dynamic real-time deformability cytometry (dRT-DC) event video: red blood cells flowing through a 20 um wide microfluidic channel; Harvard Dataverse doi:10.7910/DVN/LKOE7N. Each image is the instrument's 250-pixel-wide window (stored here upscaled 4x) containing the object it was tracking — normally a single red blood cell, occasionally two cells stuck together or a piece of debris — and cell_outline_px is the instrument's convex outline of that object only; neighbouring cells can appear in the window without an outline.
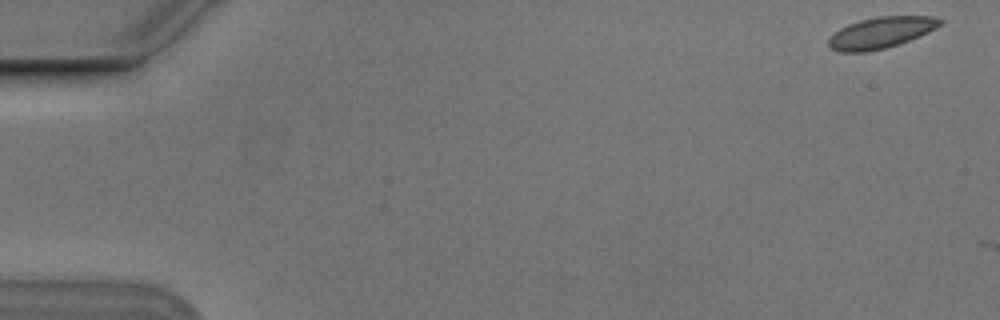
{"species": "Egyptian fruit bat (a non-hibernating species)", "species_latin": "Rousettus aegyptiacus", "temperature_condition": "cold", "stored_images_in_passage": 3, "camera_frame_rate_fps": 3000, "um_per_image_px": 0.085, "animal": {"sex": "male"}, "frame": {"image": 1, "passage_image": 1, "time_ms": 0.0, "image_size_px": [1000, 320], "cell_outline_px": [[944, 20], [936, 28], [920, 36], [900, 44], [884, 48], [864, 52], [840, 52], [828, 48], [828, 36], [840, 28], [848, 24], [860, 20], [876, 16], [932, 16]], "centroid_in_image_um": [74.84, 2.78], "position_along_channel_um": 10.2, "area_um2": 20.46}}